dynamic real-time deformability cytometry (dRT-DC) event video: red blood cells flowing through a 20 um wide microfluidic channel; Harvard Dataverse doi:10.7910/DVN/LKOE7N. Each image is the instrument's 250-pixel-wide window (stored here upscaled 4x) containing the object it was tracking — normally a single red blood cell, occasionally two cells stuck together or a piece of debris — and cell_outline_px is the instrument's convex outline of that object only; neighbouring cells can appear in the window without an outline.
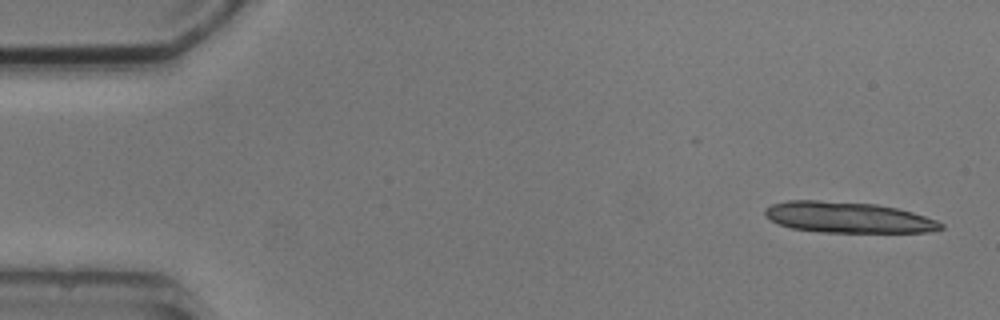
{"species": "common noctule bat (a hibernating species)", "species_latin": "Nyctalus noctula", "temperature_condition": "cold", "stored_images_in_passage": 5, "camera_frame_rate_fps": 3000, "um_per_image_px": 0.085, "animal": {"sex": "male", "body_mass_g": 20.5, "forearm_length_mm": 52.5}, "frame": {"image": 1, "passage_image": 1, "time_ms": 0.0, "image_size_px": [1000, 320], "cell_outline_px": [[944, 228], [928, 232], [820, 232], [792, 228], [780, 224], [764, 216], [764, 208], [772, 204], [788, 200], [816, 200], [876, 204], [896, 208], [912, 212], [936, 220], [944, 224]], "centroid_in_image_um": [72.06, 18.48], "position_along_channel_um": 12.9, "area_um2": 31.56}}